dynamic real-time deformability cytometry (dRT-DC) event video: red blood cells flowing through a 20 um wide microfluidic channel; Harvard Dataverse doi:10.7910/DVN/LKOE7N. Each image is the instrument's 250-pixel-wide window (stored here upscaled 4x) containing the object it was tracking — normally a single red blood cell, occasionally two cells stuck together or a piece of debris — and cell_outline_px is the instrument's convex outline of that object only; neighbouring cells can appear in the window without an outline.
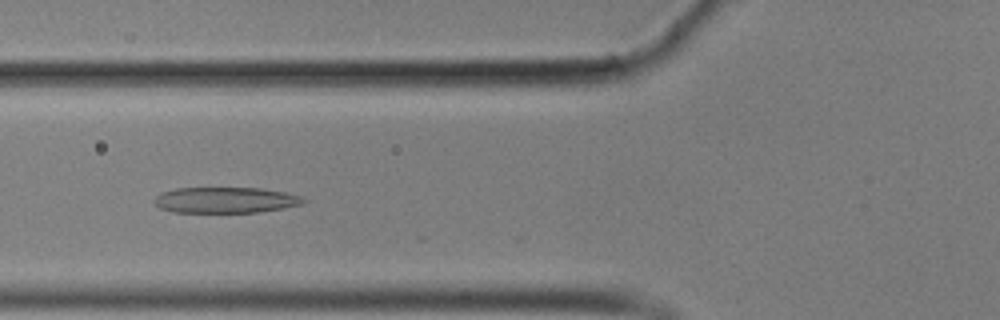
{"species": "common noctule bat (a hibernating species)", "species_latin": "Nyctalus noctula", "temperature_condition": "cold", "stored_images_in_passage": 25, "camera_frame_rate_fps": 3000, "um_per_image_px": 0.085, "animal": {"sex": "male", "body_mass_g": 17.9}, "frame": {"image": 1, "passage_image": 15, "time_ms": 4.667, "image_size_px": [1000, 320], "cell_outline_px": [[308, 200], [304, 204], [284, 208], [260, 212], [172, 212], [160, 208], [152, 200], [160, 192], [176, 188], [260, 188], [284, 192], [304, 196]], "centroid_in_image_um": [19.2, 17.0], "position_along_channel_um": 106.6, "area_um2": 22.72}}
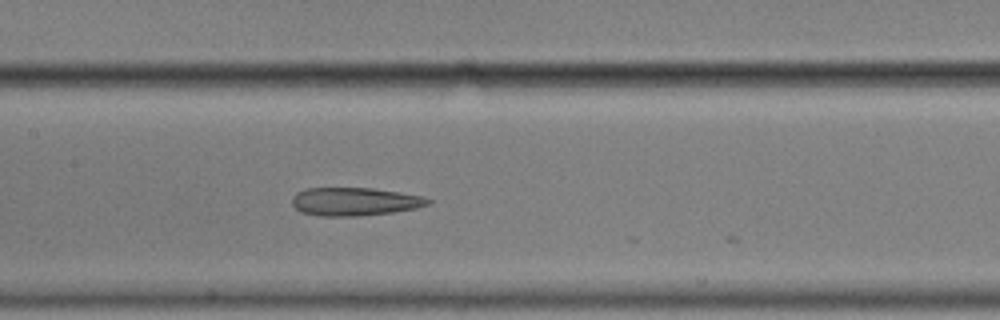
{"frame": {"image": 2, "passage_image": 21, "time_ms": 6.667, "image_size_px": [1000, 320], "cell_outline_px": [[432, 200], [428, 204], [416, 208], [392, 212], [360, 216], [320, 216], [300, 212], [292, 204], [292, 196], [296, 192], [308, 188], [372, 188], [420, 196]], "centroid_in_image_um": [30.09, 17.14], "position_along_channel_um": 177.3, "area_um2": 22.2}}
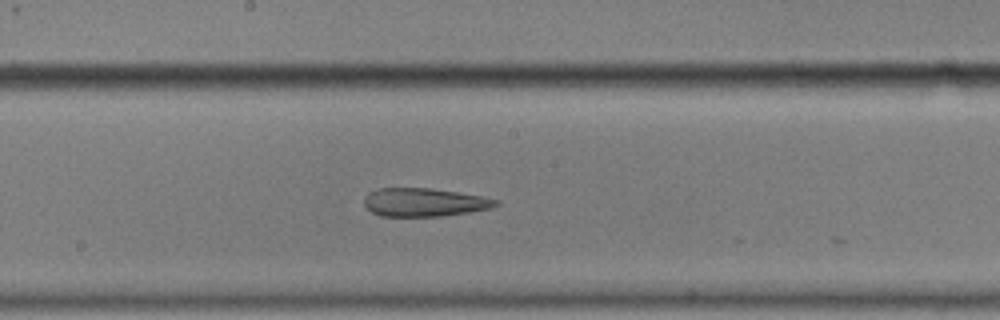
{"frame": {"image": 3, "passage_image": 24, "time_ms": 7.667, "image_size_px": [1000, 320], "cell_outline_px": [[500, 204], [488, 208], [468, 212], [440, 216], [380, 216], [372, 212], [364, 204], [364, 196], [368, 192], [376, 188], [432, 188], [480, 196], [500, 200]], "centroid_in_image_um": [36.01, 17.18], "position_along_channel_um": 212.2, "area_um2": 21.68}}